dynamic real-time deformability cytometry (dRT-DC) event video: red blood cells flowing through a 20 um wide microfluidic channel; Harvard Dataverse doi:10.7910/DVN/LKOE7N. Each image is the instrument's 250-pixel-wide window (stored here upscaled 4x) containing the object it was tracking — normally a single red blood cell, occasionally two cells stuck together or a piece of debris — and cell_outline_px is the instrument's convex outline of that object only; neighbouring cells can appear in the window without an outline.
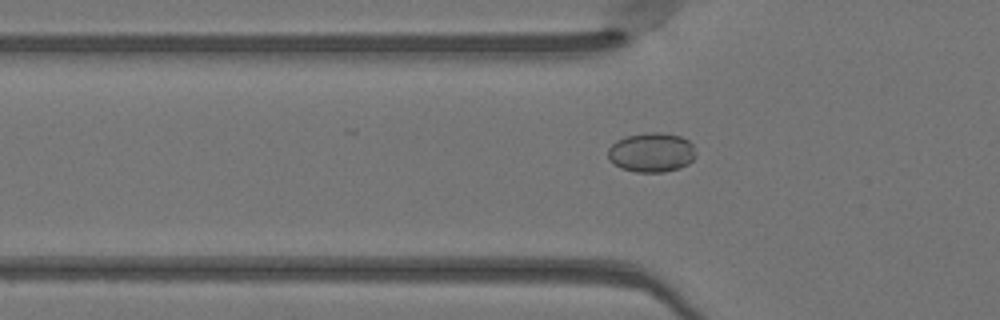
{"species": "Egyptian fruit bat (a non-hibernating species)", "species_latin": "Rousettus aegyptiacus", "temperature_condition": "warm", "stored_images_in_passage": 50, "camera_frame_rate_fps": 3000, "um_per_image_px": 0.085, "animal": {"sex": "female"}, "frame": {"image": 1, "passage_image": 17, "time_ms": 5.333, "image_size_px": [1000, 320], "cell_outline_px": [[696, 156], [688, 164], [680, 168], [664, 172], [636, 172], [620, 168], [608, 156], [608, 148], [616, 140], [624, 136], [648, 132], [660, 132], [680, 136], [688, 140], [692, 144], [696, 152]], "centroid_in_image_um": [55.39, 12.95], "position_along_channel_um": 70.4, "area_um2": 20.29}}
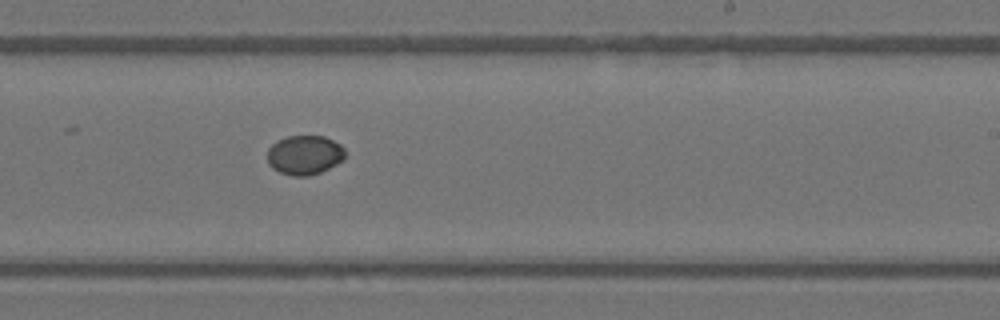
{"frame": {"image": 2, "passage_image": 31, "time_ms": 10.0, "image_size_px": [1000, 320], "cell_outline_px": [[344, 160], [320, 172], [308, 176], [292, 176], [280, 172], [272, 168], [268, 164], [268, 148], [276, 140], [288, 136], [324, 136], [340, 144], [344, 148]], "centroid_in_image_um": [25.87, 13.17], "position_along_channel_um": 263.1, "area_um2": 17.86}}
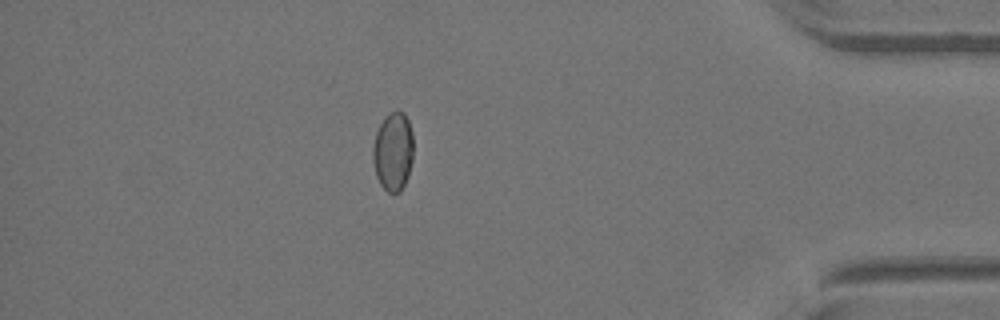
{"frame": {"image": 3, "passage_image": 44, "time_ms": 14.333, "image_size_px": [1000, 320], "cell_outline_px": [[412, 160], [408, 176], [400, 192], [392, 196], [380, 184], [376, 176], [372, 160], [372, 148], [376, 132], [384, 116], [388, 112], [404, 112], [408, 120], [412, 132]], "centroid_in_image_um": [33.39, 12.9], "position_along_channel_um": 401.8, "area_um2": 18.79}}